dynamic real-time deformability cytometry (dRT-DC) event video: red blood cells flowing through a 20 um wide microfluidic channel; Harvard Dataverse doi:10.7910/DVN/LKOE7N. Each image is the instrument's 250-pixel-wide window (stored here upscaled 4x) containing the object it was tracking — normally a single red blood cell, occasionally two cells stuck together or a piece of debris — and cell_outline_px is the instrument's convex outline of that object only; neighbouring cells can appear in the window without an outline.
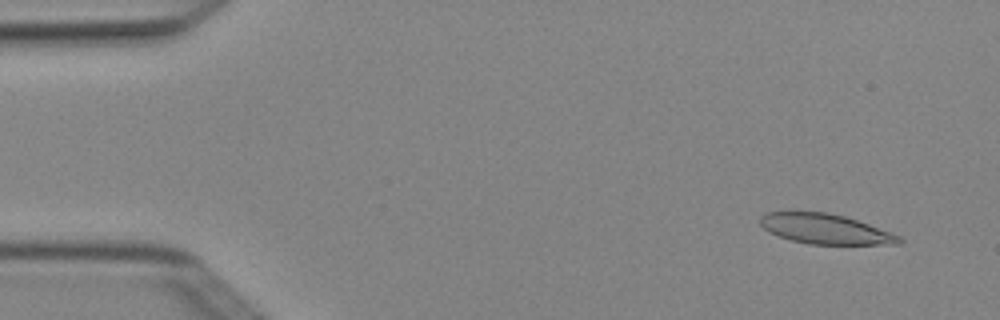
{"species": "Egyptian fruit bat (a non-hibernating species)", "species_latin": "Rousettus aegyptiacus", "temperature_condition": "cold", "stored_images_in_passage": 4, "segment_of_instrument_passage": [2, 2], "camera_frame_rate_fps": 3000, "um_per_image_px": 0.085, "animal": {"sex": "female"}, "frame": {"image": 1, "passage_image": 4, "time_ms": 1.0, "image_size_px": [1000, 320], "cell_outline_px": [[904, 240], [900, 244], [808, 244], [792, 240], [768, 232], [760, 224], [760, 216], [764, 212], [788, 208], [792, 208], [828, 212], [844, 216], [892, 232], [900, 236]], "centroid_in_image_um": [70.05, 19.4], "position_along_channel_um": 15.0, "area_um2": 25.2}}